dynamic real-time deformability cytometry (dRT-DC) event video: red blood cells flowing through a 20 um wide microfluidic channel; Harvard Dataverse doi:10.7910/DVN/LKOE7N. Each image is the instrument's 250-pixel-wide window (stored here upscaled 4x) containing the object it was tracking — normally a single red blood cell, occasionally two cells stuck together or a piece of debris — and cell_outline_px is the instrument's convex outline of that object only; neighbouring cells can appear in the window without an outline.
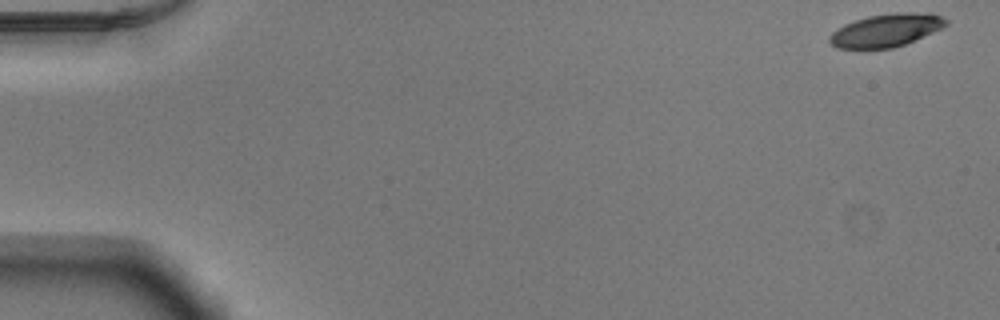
{"species": "Egyptian fruit bat (a non-hibernating species)", "species_latin": "Rousettus aegyptiacus", "temperature_condition": "warm", "stored_images_in_passage": 52, "camera_frame_rate_fps": 3000, "um_per_image_px": 0.085, "animal": {"sex": "male"}, "frame": {"image": 1, "passage_image": 1, "time_ms": 0.0, "image_size_px": [1000, 320], "cell_outline_px": [[948, 24], [932, 32], [904, 44], [892, 48], [836, 48], [828, 40], [828, 36], [832, 32], [844, 24], [868, 16], [896, 12], [932, 12], [948, 20]], "centroid_in_image_um": [75.31, 2.55], "position_along_channel_um": 9.7, "area_um2": 22.2}}
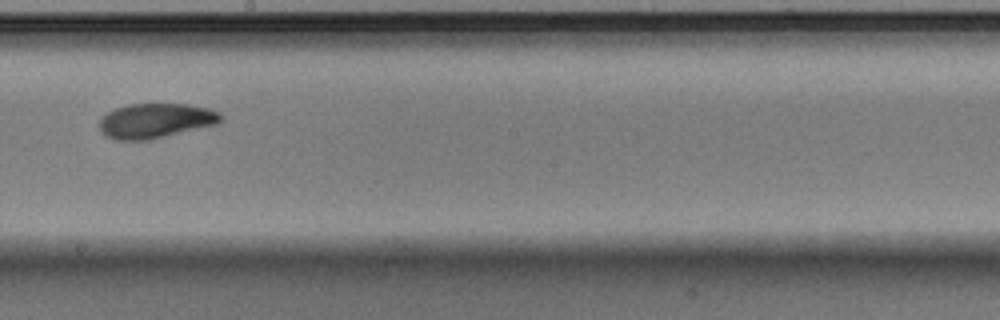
{"frame": {"image": 2, "passage_image": 30, "time_ms": 9.667, "image_size_px": [1000, 320], "cell_outline_px": [[220, 120], [216, 124], [148, 140], [116, 140], [108, 136], [100, 128], [100, 120], [108, 112], [116, 108], [128, 104], [188, 104], [208, 108], [220, 112]], "centroid_in_image_um": [13.22, 10.25], "position_along_channel_um": 235.0, "area_um2": 24.16}}
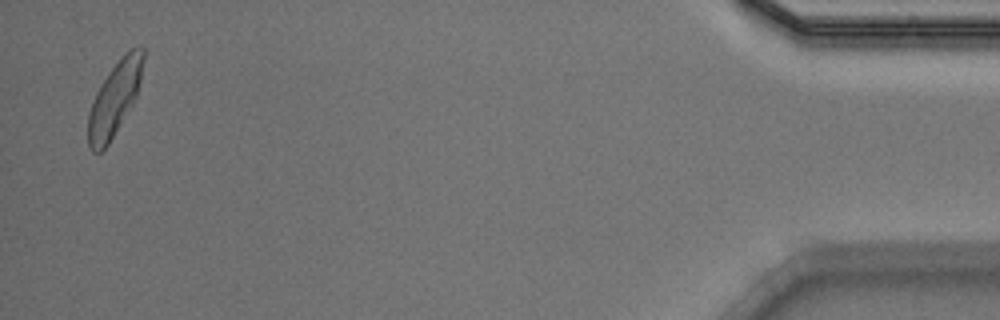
{"frame": {"image": 3, "passage_image": 51, "time_ms": 16.667, "image_size_px": [1000, 320], "cell_outline_px": [[144, 60], [140, 80], [136, 96], [132, 104], [108, 144], [100, 152], [92, 152], [88, 148], [88, 112], [96, 92], [100, 84], [108, 72], [132, 48], [140, 44], [144, 48]], "centroid_in_image_um": [9.72, 8.4], "position_along_channel_um": 425.5, "area_um2": 23.29}, "authors_computed_cell_mechanics": {"area_um2": 23.8136, "velocity_mm_per_s": 3.8797, "shape_relaxation_time_tau1_ms": 5.6267, "shape_relaxation_time_tau2_ms": 2.636, "deformation_change_tau1": 0.1768, "deformation_change_tau2": 0.0812}}